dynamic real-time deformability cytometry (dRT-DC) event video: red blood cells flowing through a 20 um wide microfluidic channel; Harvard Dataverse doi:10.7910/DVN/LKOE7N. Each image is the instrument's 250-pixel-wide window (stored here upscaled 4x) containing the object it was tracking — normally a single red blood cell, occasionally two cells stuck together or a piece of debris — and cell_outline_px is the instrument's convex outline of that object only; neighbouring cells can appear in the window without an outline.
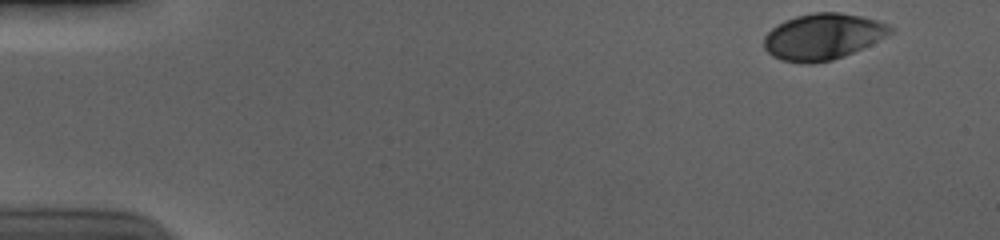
{"species": "human", "species_latin": "Homo sapiens", "temperature_condition": "cold", "stored_images_in_passage": 53, "camera_frame_rate_fps": 3000, "um_per_image_px": 0.085, "donor": {"sex": "male"}, "frame": {"image": 1, "passage_image": 1, "time_ms": 0.0, "image_size_px": [1000, 240], "cell_outline_px": [[892, 32], [844, 56], [832, 60], [812, 64], [804, 64], [780, 60], [772, 56], [764, 48], [764, 36], [772, 28], [784, 20], [796, 16], [816, 12], [840, 12], [860, 16], [876, 20], [888, 24], [892, 28]], "centroid_in_image_um": [69.88, 3.12], "position_along_channel_um": 15.1, "area_um2": 33.7}}
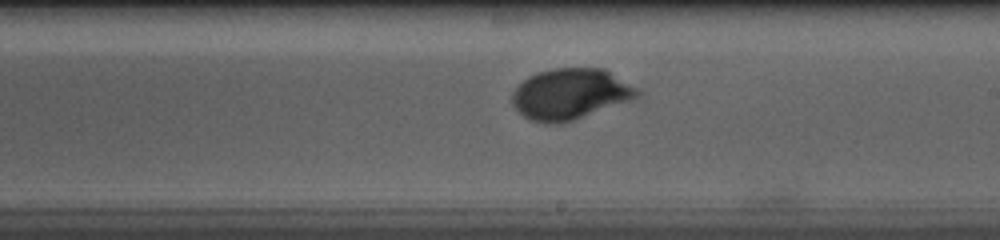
{"frame": {"image": 2, "passage_image": 30, "time_ms": 9.667, "image_size_px": [1000, 240], "cell_outline_px": [[640, 96], [572, 120], [560, 124], [544, 124], [532, 120], [524, 116], [512, 104], [512, 92], [528, 76], [536, 72], [552, 68], [604, 68], [640, 88]], "centroid_in_image_um": [48.47, 7.97], "position_along_channel_um": 240.5, "area_um2": 36.99}}
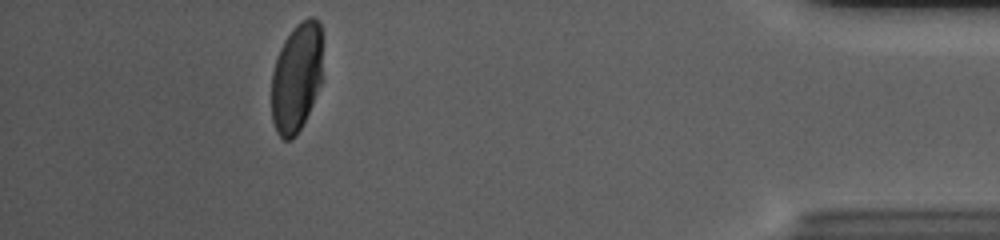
{"frame": {"image": 3, "passage_image": 48, "time_ms": 15.667, "image_size_px": [1000, 240], "cell_outline_px": [[320, 84], [312, 104], [300, 128], [292, 140], [284, 140], [276, 132], [272, 120], [272, 72], [280, 48], [284, 40], [292, 28], [300, 20], [308, 16], [312, 16], [320, 24]], "centroid_in_image_um": [25.17, 6.58], "position_along_channel_um": 410.0, "area_um2": 32.08}, "authors_computed_cell_mechanics": {"area_um2": 35.4314, "velocity_mm_per_s": 3.6813, "shape_relaxation_time_tau1_ms": 3.4142, "shape_relaxation_time_tau2_ms": null, "deformation_change_tau1": 0.1581, "deformation_change_tau2": null}}